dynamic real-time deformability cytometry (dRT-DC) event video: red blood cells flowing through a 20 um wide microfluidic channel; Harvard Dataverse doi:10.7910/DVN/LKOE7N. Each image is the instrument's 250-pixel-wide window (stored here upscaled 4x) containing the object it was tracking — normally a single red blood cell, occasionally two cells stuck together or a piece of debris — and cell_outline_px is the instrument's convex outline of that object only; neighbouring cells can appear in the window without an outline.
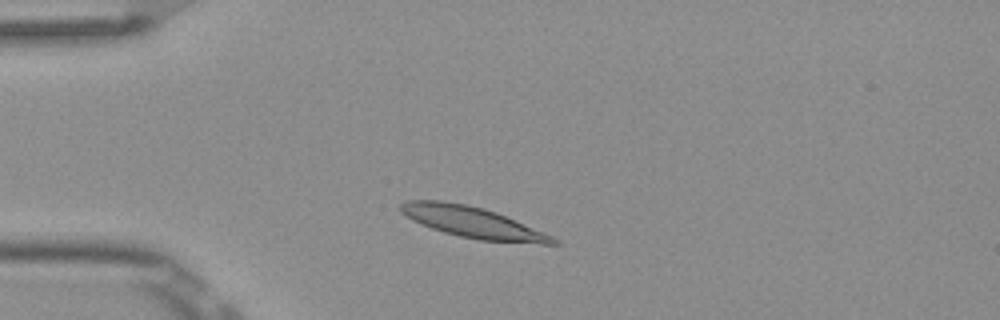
{"species": "Egyptian fruit bat (a non-hibernating species)", "species_latin": "Rousettus aegyptiacus", "temperature_condition": "room temperature", "stored_images_in_passage": 6, "camera_frame_rate_fps": 3000, "um_per_image_px": 0.085, "frame": {"image": 1, "passage_image": 2, "time_ms": 0.333, "image_size_px": [1000, 320], "cell_outline_px": [[560, 244], [544, 244], [480, 240], [460, 236], [444, 232], [432, 228], [412, 220], [400, 212], [400, 204], [408, 200], [440, 200], [468, 204], [484, 208], [496, 212], [544, 232], [560, 240]], "centroid_in_image_um": [40.19, 18.89], "position_along_channel_um": 44.8, "area_um2": 27.51}}
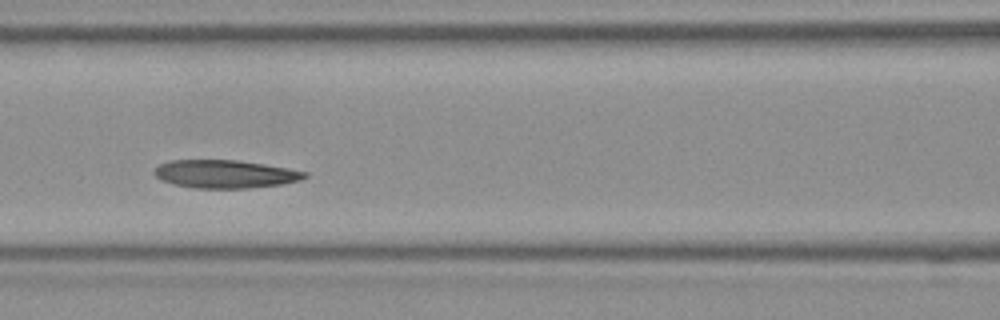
{"frame": {"image": 2, "passage_image": 5, "time_ms": 1.333, "image_size_px": [1000, 320], "cell_outline_px": [[308, 176], [300, 180], [280, 184], [248, 188], [196, 188], [172, 184], [160, 180], [152, 172], [160, 164], [168, 160], [236, 160], [264, 164], [288, 168], [308, 172]], "centroid_in_image_um": [19.11, 14.79], "position_along_channel_um": 147.5, "area_um2": 24.62}}
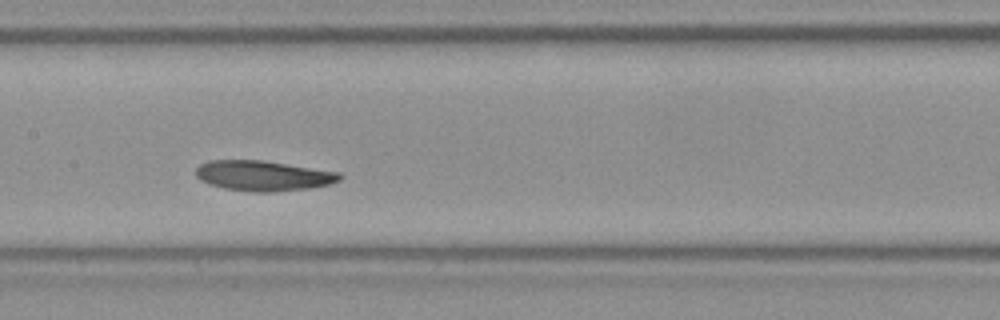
{"frame": {"image": 3, "passage_image": 6, "time_ms": 1.667, "image_size_px": [1000, 320], "cell_outline_px": [[344, 176], [340, 180], [328, 184], [308, 188], [272, 192], [252, 192], [224, 188], [200, 180], [196, 176], [196, 168], [200, 164], [208, 160], [264, 160], [340, 172]], "centroid_in_image_um": [22.38, 14.92], "position_along_channel_um": 185.0, "area_um2": 25.37}}